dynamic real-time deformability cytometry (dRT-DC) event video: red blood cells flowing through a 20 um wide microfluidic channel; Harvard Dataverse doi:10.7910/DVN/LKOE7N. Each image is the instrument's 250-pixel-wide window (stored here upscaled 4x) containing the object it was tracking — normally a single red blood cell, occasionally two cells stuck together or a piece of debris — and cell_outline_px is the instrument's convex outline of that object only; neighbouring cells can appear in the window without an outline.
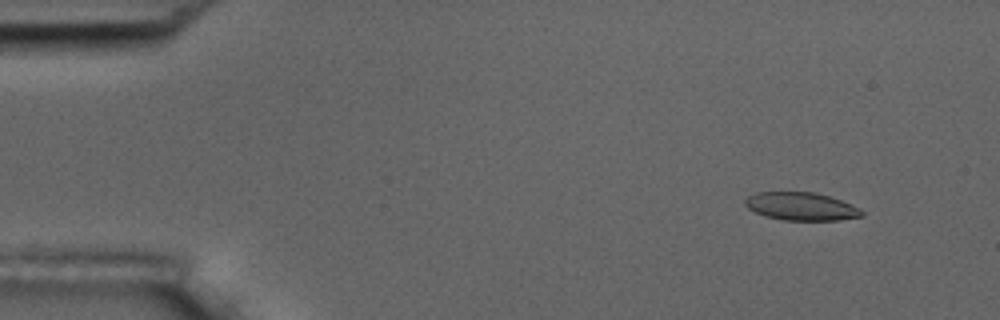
{"species": "common noctule bat (a hibernating species)", "species_latin": "Nyctalus noctula", "temperature_condition": "room temperature", "stored_images_in_passage": 56, "camera_frame_rate_fps": 3000, "um_per_image_px": 0.085, "animal": {"sex": "male", "body_mass_g": 17.5, "forearm_length_mm": 52.3}, "frame": {"image": 1, "passage_image": 5, "time_ms": 1.333, "image_size_px": [1000, 320], "cell_outline_px": [[864, 216], [840, 220], [784, 220], [764, 216], [748, 208], [744, 204], [744, 200], [748, 196], [756, 192], [816, 192], [852, 204], [860, 208], [864, 212]], "centroid_in_image_um": [68.11, 17.54], "position_along_channel_um": 16.9, "area_um2": 19.13}}
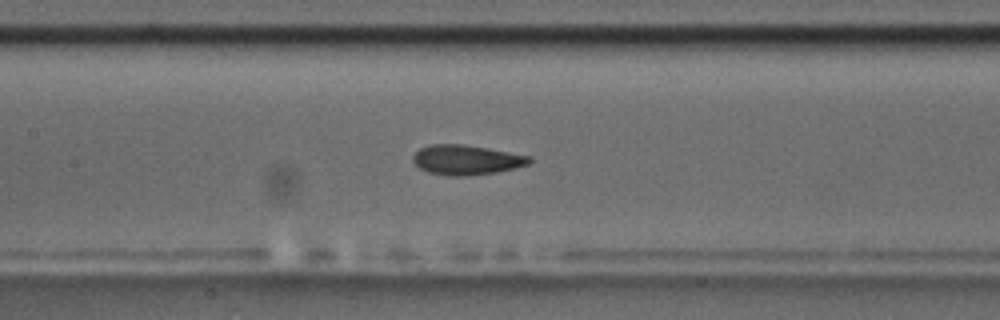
{"frame": {"image": 2, "passage_image": 26, "time_ms": 8.333, "image_size_px": [1000, 320], "cell_outline_px": [[532, 160], [528, 164], [516, 168], [496, 172], [464, 176], [448, 176], [428, 172], [420, 168], [412, 160], [412, 156], [420, 148], [428, 144], [464, 144], [488, 148], [532, 156]], "centroid_in_image_um": [39.64, 13.58], "position_along_channel_um": 167.8, "area_um2": 20.35}}
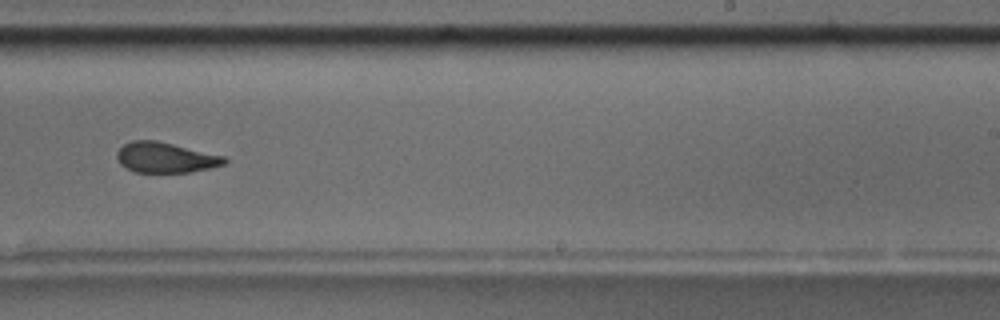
{"frame": {"image": 3, "passage_image": 35, "time_ms": 11.333, "image_size_px": [1000, 320], "cell_outline_px": [[228, 160], [224, 164], [208, 168], [188, 172], [136, 172], [120, 164], [116, 156], [116, 152], [124, 144], [132, 140], [156, 140], [224, 156]], "centroid_in_image_um": [14.04, 13.38], "position_along_channel_um": 275.0, "area_um2": 18.79}, "authors_computed_cell_mechanics": {"area_um2": 20.2011, "velocity_mm_per_s": 3.5892, "shape_relaxation_time_tau1_ms": null, "shape_relaxation_time_tau2_ms": 1.569, "deformation_change_tau1": null, "deformation_change_tau2": 0.0777}}